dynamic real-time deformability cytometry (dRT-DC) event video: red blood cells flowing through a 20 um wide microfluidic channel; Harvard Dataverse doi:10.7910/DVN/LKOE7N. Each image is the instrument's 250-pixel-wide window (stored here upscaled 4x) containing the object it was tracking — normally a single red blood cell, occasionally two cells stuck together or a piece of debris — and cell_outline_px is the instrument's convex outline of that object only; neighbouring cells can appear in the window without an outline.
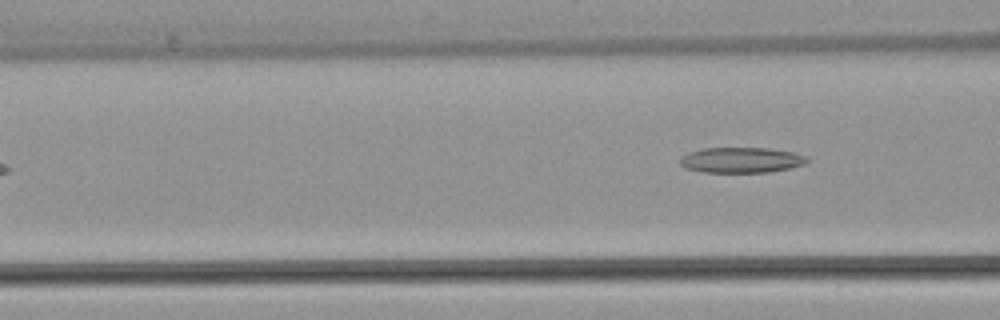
{"species": "common noctule bat (a hibernating species)", "species_latin": "Nyctalus noctula", "temperature_condition": "warm", "stored_images_in_passage": 4, "segment_of_instrument_passage": [2, 2], "camera_frame_rate_fps": 3000, "um_per_image_px": 0.085, "animal": {"sex": "female", "body_mass_g": 22.7, "forearm_length_mm": 54.2}, "frame": {"image": 1, "passage_image": 4, "time_ms": 4.333, "image_size_px": [1000, 320], "cell_outline_px": [[808, 160], [804, 164], [788, 168], [768, 172], [704, 172], [684, 168], [680, 164], [680, 156], [688, 152], [704, 148], [768, 148], [792, 152], [808, 156]], "centroid_in_image_um": [62.97, 13.6], "position_along_channel_um": 103.6, "area_um2": 18.84}}